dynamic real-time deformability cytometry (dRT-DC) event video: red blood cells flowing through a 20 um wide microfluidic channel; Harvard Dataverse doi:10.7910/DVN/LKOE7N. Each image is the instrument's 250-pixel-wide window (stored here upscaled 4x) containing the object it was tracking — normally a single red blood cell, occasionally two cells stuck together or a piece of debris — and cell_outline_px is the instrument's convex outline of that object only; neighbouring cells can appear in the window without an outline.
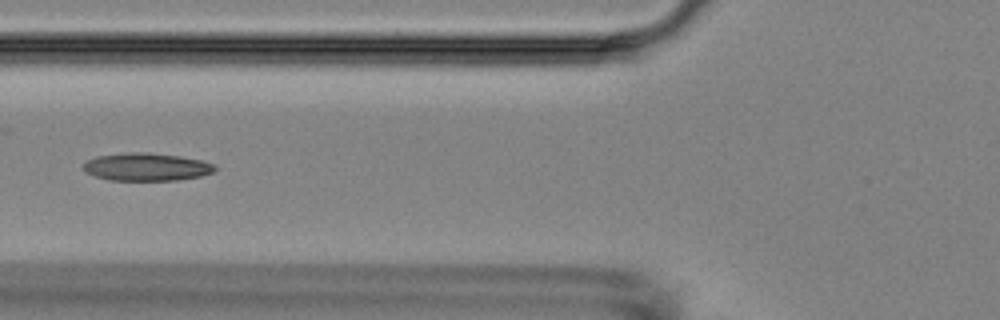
{"species": "Egyptian fruit bat (a non-hibernating species)", "species_latin": "Rousettus aegyptiacus", "temperature_condition": "room temperature", "stored_images_in_passage": 14, "segment_of_instrument_passage": [1, 2], "camera_frame_rate_fps": 3000, "um_per_image_px": 0.085, "animal": {"sex": "female"}, "frame": {"image": 1, "passage_image": 4, "time_ms": 4.667, "image_size_px": [1000, 320], "cell_outline_px": [[216, 168], [212, 172], [200, 176], [176, 180], [108, 180], [84, 172], [84, 164], [88, 160], [96, 156], [132, 152], [148, 152], [180, 156], [200, 160], [212, 164]], "centroid_in_image_um": [12.42, 14.18], "position_along_channel_um": 113.4, "area_um2": 21.1}}
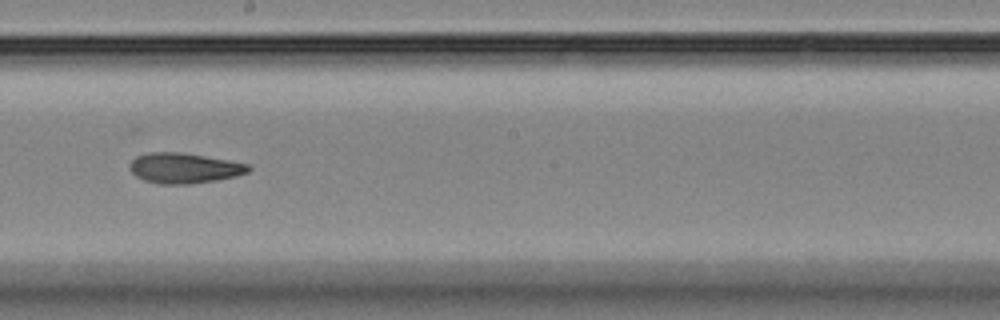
{"frame": {"image": 2, "passage_image": 7, "time_ms": 8.0, "image_size_px": [1000, 320], "cell_outline_px": [[252, 168], [248, 172], [236, 176], [216, 180], [192, 184], [160, 184], [144, 180], [136, 176], [128, 168], [128, 164], [136, 156], [148, 152], [180, 152], [228, 160], [248, 164]], "centroid_in_image_um": [15.62, 14.29], "position_along_channel_um": 232.6, "area_um2": 21.04}}
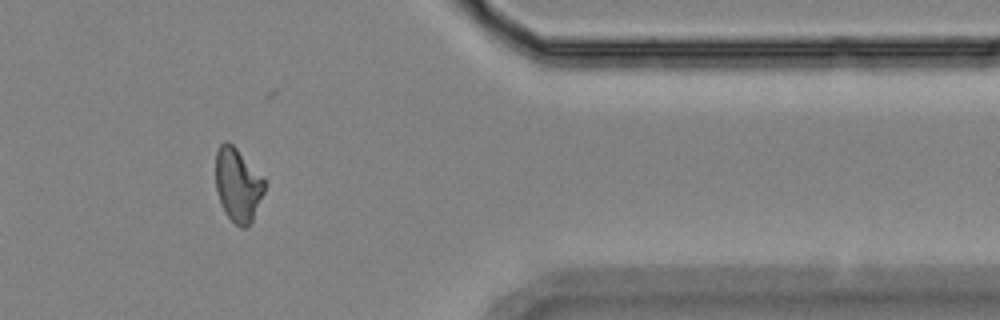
{"frame": {"image": 3, "passage_image": 11, "time_ms": 13.0, "image_size_px": [1000, 320], "cell_outline_px": [[264, 192], [252, 220], [244, 228], [240, 228], [228, 216], [220, 200], [216, 188], [216, 152], [220, 144], [224, 140], [228, 140], [236, 148], [264, 180]], "centroid_in_image_um": [20.19, 15.69], "position_along_channel_um": 391.2, "area_um2": 20.35}}